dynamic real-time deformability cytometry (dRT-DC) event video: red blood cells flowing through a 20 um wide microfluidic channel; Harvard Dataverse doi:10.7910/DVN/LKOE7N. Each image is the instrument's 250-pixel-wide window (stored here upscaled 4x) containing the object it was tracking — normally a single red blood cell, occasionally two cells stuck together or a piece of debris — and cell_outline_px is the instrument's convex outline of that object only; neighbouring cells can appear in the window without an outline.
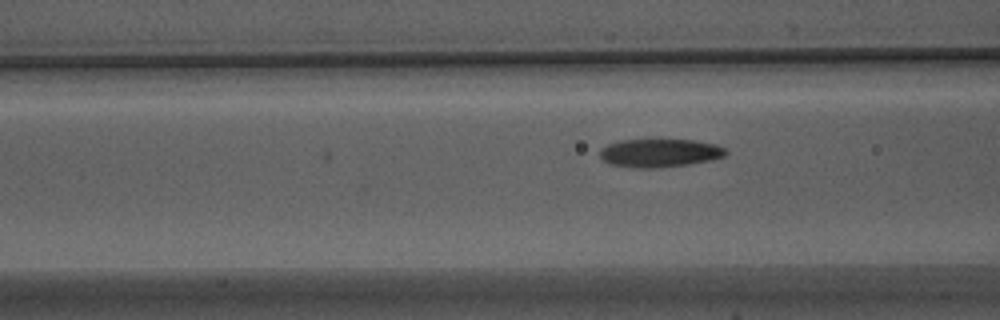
{"species": "Egyptian fruit bat (a non-hibernating species)", "species_latin": "Rousettus aegyptiacus", "temperature_condition": "warm", "stored_images_in_passage": 7, "camera_frame_rate_fps": 3000, "um_per_image_px": 0.085, "animal": {"sex": "male"}, "frame": {"image": 1, "passage_image": 7, "time_ms": 2.0, "image_size_px": [1000, 320], "cell_outline_px": [[728, 152], [724, 156], [708, 160], [688, 164], [660, 168], [632, 168], [608, 164], [600, 156], [600, 148], [608, 144], [620, 140], [692, 140], [716, 144], [724, 148]], "centroid_in_image_um": [56.03, 13.01], "position_along_channel_um": 110.6, "area_um2": 20.75}}